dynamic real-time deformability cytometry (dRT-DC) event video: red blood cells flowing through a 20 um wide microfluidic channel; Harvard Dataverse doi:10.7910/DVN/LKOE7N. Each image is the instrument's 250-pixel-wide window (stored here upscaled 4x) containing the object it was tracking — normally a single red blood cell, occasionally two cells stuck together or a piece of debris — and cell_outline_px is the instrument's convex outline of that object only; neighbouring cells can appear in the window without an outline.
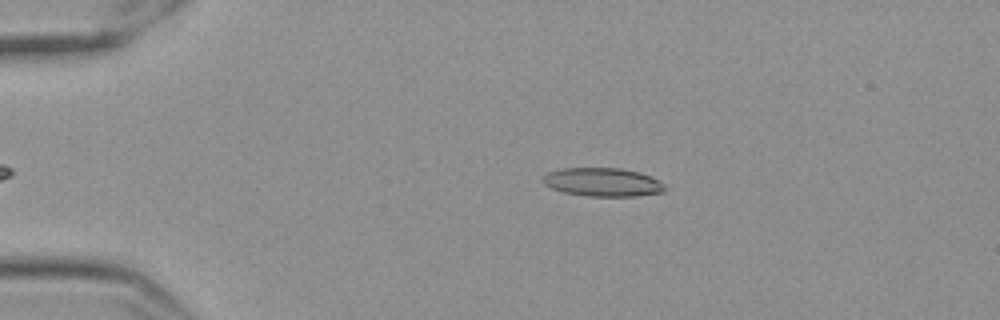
{"species": "Egyptian fruit bat (a non-hibernating species)", "species_latin": "Rousettus aegyptiacus", "temperature_condition": "cold", "stored_images_in_passage": 46, "camera_frame_rate_fps": 3000, "um_per_image_px": 0.085, "frame": {"image": 1, "passage_image": 9, "time_ms": 2.667, "image_size_px": [1000, 320], "cell_outline_px": [[668, 188], [664, 192], [636, 196], [588, 196], [564, 192], [552, 188], [544, 184], [540, 180], [548, 172], [564, 168], [620, 168], [640, 172], [652, 176], [660, 180]], "centroid_in_image_um": [51.28, 15.48], "position_along_channel_um": 33.7, "area_um2": 20.46}}
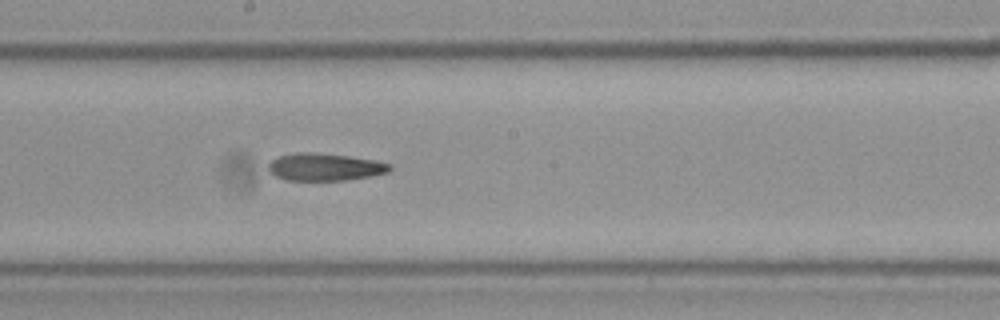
{"frame": {"image": 2, "passage_image": 29, "time_ms": 9.333, "image_size_px": [1000, 320], "cell_outline_px": [[392, 168], [388, 172], [372, 176], [344, 180], [284, 180], [276, 176], [268, 168], [268, 164], [272, 160], [280, 156], [296, 152], [316, 152], [348, 156], [376, 160], [392, 164]], "centroid_in_image_um": [27.64, 14.19], "position_along_channel_um": 220.6, "area_um2": 19.42}}
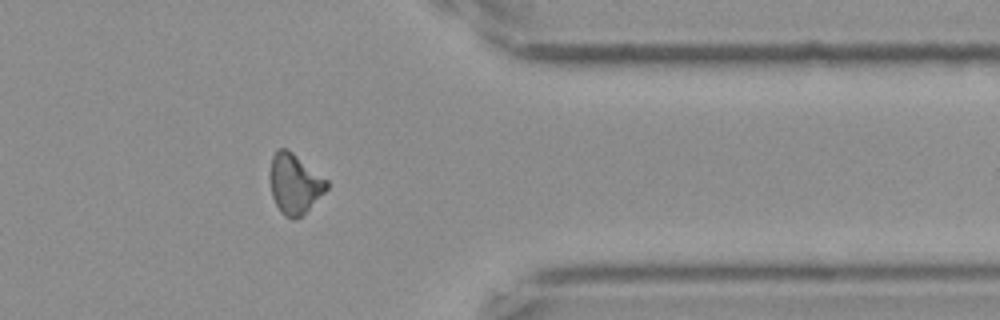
{"frame": {"image": 3, "passage_image": 44, "time_ms": 14.333, "image_size_px": [1000, 320], "cell_outline_px": [[328, 188], [300, 216], [292, 220], [284, 216], [280, 212], [272, 196], [272, 156], [276, 148], [284, 148], [292, 152], [328, 180]], "centroid_in_image_um": [25.06, 15.62], "position_along_channel_um": 386.3, "area_um2": 19.25}, "authors_computed_cell_mechanics": {"area_um2": 19.9699, "velocity_mm_per_s": 3.5481, "shape_relaxation_time_tau1_ms": null, "shape_relaxation_time_tau2_ms": 6.7689, "deformation_change_tau1": null, "deformation_change_tau2": 0.1605}}